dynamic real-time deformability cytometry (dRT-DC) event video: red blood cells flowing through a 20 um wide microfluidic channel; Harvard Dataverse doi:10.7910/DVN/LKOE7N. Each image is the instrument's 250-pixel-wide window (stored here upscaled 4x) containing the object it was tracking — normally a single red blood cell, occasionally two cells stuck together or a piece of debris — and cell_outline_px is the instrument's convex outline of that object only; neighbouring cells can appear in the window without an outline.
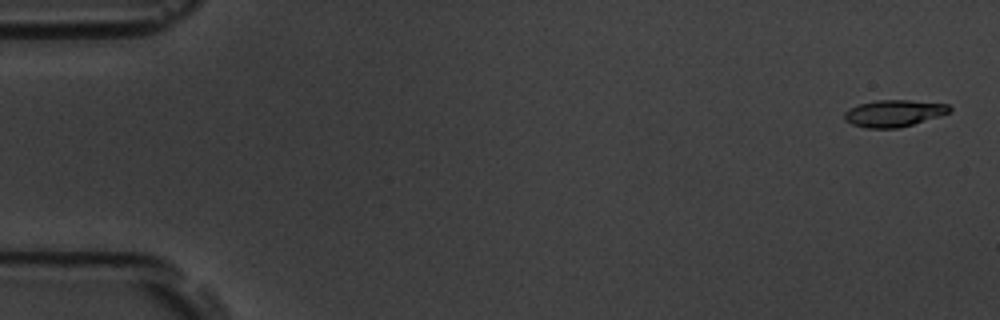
{"species": "common noctule bat (a hibernating species)", "species_latin": "Nyctalus noctula", "temperature_condition": "room temperature", "stored_images_in_passage": 57, "camera_frame_rate_fps": 3000, "um_per_image_px": 0.085, "animal": {"sex": "male", "body_mass_g": 19.5, "forearm_length_mm": 54.6}, "frame": {"image": 1, "passage_image": 2, "time_ms": 0.333, "image_size_px": [1000, 320], "cell_outline_px": [[952, 108], [948, 112], [940, 116], [900, 128], [864, 128], [852, 124], [844, 120], [844, 112], [860, 104], [876, 100], [908, 100], [948, 104]], "centroid_in_image_um": [75.97, 9.64], "position_along_channel_um": 9.0, "area_um2": 16.36}}
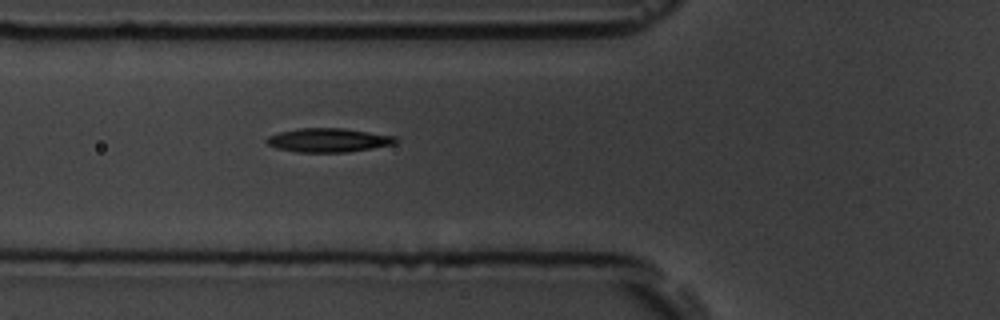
{"frame": {"image": 2, "passage_image": 21, "time_ms": 6.667, "image_size_px": [1000, 320], "cell_outline_px": [[400, 140], [396, 144], [348, 152], [296, 152], [276, 148], [268, 144], [264, 140], [268, 136], [280, 132], [300, 128], [344, 128], [396, 136]], "centroid_in_image_um": [27.95, 11.91], "position_along_channel_um": 97.9, "area_um2": 18.09}}
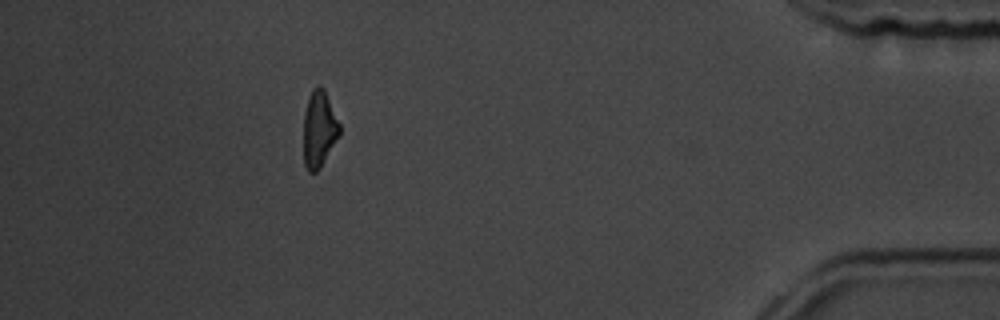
{"frame": {"image": 3, "passage_image": 51, "time_ms": 16.667, "image_size_px": [1000, 320], "cell_outline_px": [[340, 136], [320, 168], [316, 172], [308, 172], [304, 164], [304, 112], [308, 96], [312, 88], [316, 84], [320, 84], [324, 88], [340, 124]], "centroid_in_image_um": [27.13, 10.94], "position_along_channel_um": 408.1, "area_um2": 16.36}, "authors_computed_cell_mechanics": {"area_um2": 16.9354, "velocity_mm_per_s": 3.6405, "shape_relaxation_time_tau1_ms": 4.534, "shape_relaxation_time_tau2_ms": 5.8585, "deformation_change_tau1": 0.151, "deformation_change_tau2": 0.1559}}